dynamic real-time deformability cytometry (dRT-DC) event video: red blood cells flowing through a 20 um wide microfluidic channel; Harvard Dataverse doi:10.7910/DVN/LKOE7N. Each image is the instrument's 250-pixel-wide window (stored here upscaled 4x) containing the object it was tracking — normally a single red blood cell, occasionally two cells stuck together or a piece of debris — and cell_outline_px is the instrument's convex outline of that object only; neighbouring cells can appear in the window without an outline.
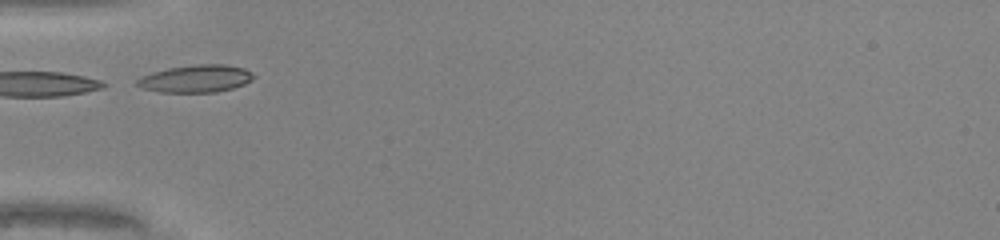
{"species": "common noctule bat (a hibernating species)", "species_latin": "Nyctalus noctula", "temperature_condition": "warm", "stored_images_in_passage": 15, "camera_frame_rate_fps": 3000, "um_per_image_px": 0.085, "animal": {"sex": "male", "body_mass_g": 20.0, "forearm_length_mm": 53.3}, "frame": {"image": 1, "passage_image": 1, "time_ms": 0.0, "image_size_px": [1000, 240], "cell_outline_px": [[256, 76], [252, 80], [244, 84], [232, 88], [216, 92], [160, 92], [144, 88], [136, 84], [136, 80], [140, 76], [152, 72], [168, 68], [196, 64], [224, 64], [244, 68], [252, 72]], "centroid_in_image_um": [16.66, 6.68], "position_along_channel_um": 68.3, "area_um2": 18.67}}
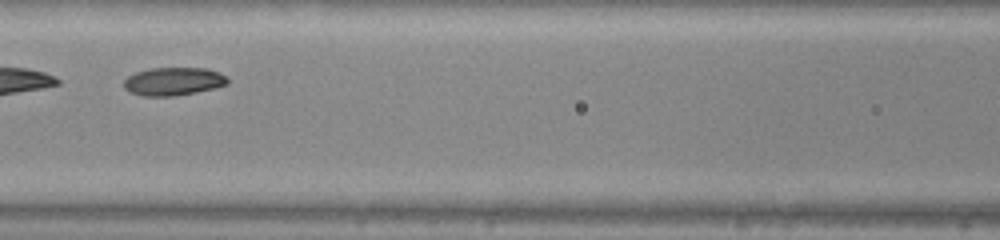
{"frame": {"image": 2, "passage_image": 7, "time_ms": 2.0, "image_size_px": [1000, 240], "cell_outline_px": [[228, 84], [196, 92], [172, 96], [144, 96], [128, 92], [124, 88], [124, 80], [128, 76], [136, 72], [152, 68], [208, 68], [220, 72], [228, 80]], "centroid_in_image_um": [14.72, 6.91], "position_along_channel_um": 151.9, "area_um2": 16.94}}